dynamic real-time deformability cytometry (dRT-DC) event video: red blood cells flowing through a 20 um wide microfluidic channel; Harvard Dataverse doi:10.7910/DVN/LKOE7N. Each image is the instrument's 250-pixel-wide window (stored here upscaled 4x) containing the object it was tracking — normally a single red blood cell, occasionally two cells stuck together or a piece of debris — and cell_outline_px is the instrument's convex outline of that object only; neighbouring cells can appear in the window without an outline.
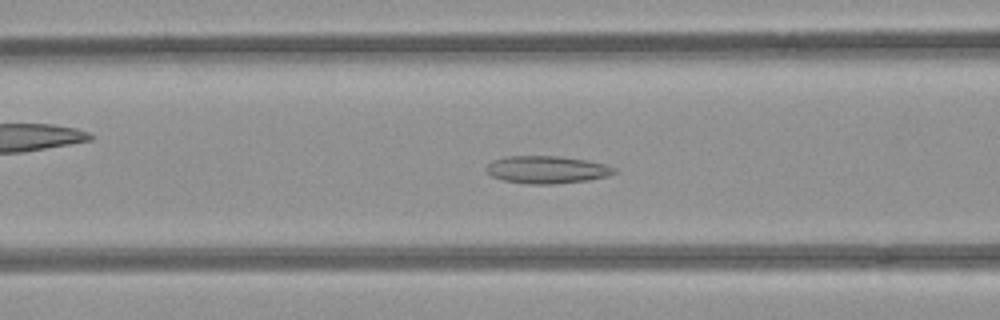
{"species": "common noctule bat (a hibernating species)", "species_latin": "Nyctalus noctula", "temperature_condition": "room temperature", "stored_images_in_passage": 52, "camera_frame_rate_fps": 3000, "um_per_image_px": 0.085, "animal": {"sex": "female", "body_mass_g": 21.9}, "frame": {"image": 1, "passage_image": 20, "time_ms": 6.333, "image_size_px": [1000, 320], "cell_outline_px": [[616, 172], [608, 176], [588, 180], [552, 184], [528, 184], [504, 180], [492, 176], [484, 168], [492, 160], [508, 156], [560, 156], [588, 160], [608, 164], [616, 168]], "centroid_in_image_um": [46.51, 14.41], "position_along_channel_um": 120.1, "area_um2": 20.63}}
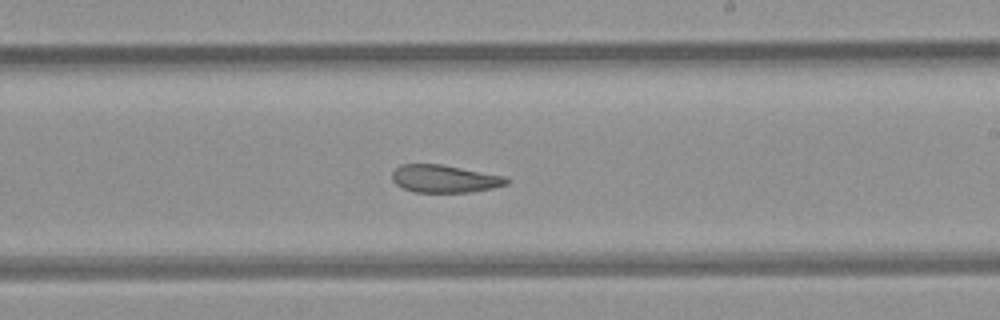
{"frame": {"image": 2, "passage_image": 30, "time_ms": 9.667, "image_size_px": [1000, 320], "cell_outline_px": [[508, 184], [492, 188], [472, 192], [416, 192], [404, 188], [396, 184], [392, 180], [392, 172], [400, 164], [440, 164], [504, 176], [508, 180]], "centroid_in_image_um": [37.76, 15.19], "position_along_channel_um": 251.2, "area_um2": 18.26}}
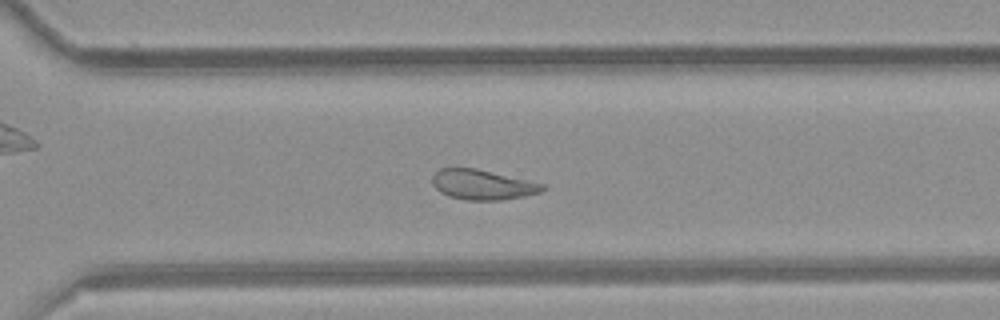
{"frame": {"image": 3, "passage_image": 36, "time_ms": 11.667, "image_size_px": [1000, 320], "cell_outline_px": [[548, 188], [540, 192], [524, 196], [500, 200], [464, 200], [448, 196], [440, 192], [432, 184], [432, 176], [440, 168], [476, 168], [544, 184]], "centroid_in_image_um": [41.0, 15.7], "position_along_channel_um": 329.6, "area_um2": 19.25}, "authors_computed_cell_mechanics": {"area_um2": 21.8773, "velocity_mm_per_s": 3.9315, "shape_relaxation_time_tau1_ms": null, "shape_relaxation_time_tau2_ms": 2.7052, "deformation_change_tau1": null, "deformation_change_tau2": 0.1049}}